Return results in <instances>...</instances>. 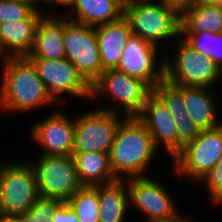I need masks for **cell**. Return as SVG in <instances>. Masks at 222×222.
Returning a JSON list of instances; mask_svg holds the SVG:
<instances>
[{
  "instance_id": "obj_1",
  "label": "cell",
  "mask_w": 222,
  "mask_h": 222,
  "mask_svg": "<svg viewBox=\"0 0 222 222\" xmlns=\"http://www.w3.org/2000/svg\"><path fill=\"white\" fill-rule=\"evenodd\" d=\"M0 111L32 113L44 106L59 107L49 95L33 63L27 57H11L1 67ZM54 105V106H53ZM19 112V113H18Z\"/></svg>"
},
{
  "instance_id": "obj_2",
  "label": "cell",
  "mask_w": 222,
  "mask_h": 222,
  "mask_svg": "<svg viewBox=\"0 0 222 222\" xmlns=\"http://www.w3.org/2000/svg\"><path fill=\"white\" fill-rule=\"evenodd\" d=\"M159 152L146 126L137 117H125L116 129L109 152L112 172L118 180L150 176L148 168Z\"/></svg>"
},
{
  "instance_id": "obj_3",
  "label": "cell",
  "mask_w": 222,
  "mask_h": 222,
  "mask_svg": "<svg viewBox=\"0 0 222 222\" xmlns=\"http://www.w3.org/2000/svg\"><path fill=\"white\" fill-rule=\"evenodd\" d=\"M151 94L152 89L142 80L117 69H109L104 70L91 85L90 99L97 101V99L107 97V100L110 99L108 101L111 106L106 104V106H95V108L123 114L125 117H136Z\"/></svg>"
},
{
  "instance_id": "obj_4",
  "label": "cell",
  "mask_w": 222,
  "mask_h": 222,
  "mask_svg": "<svg viewBox=\"0 0 222 222\" xmlns=\"http://www.w3.org/2000/svg\"><path fill=\"white\" fill-rule=\"evenodd\" d=\"M123 16L129 21L134 35L157 47L180 37L181 15L159 2L128 3L124 5Z\"/></svg>"
},
{
  "instance_id": "obj_5",
  "label": "cell",
  "mask_w": 222,
  "mask_h": 222,
  "mask_svg": "<svg viewBox=\"0 0 222 222\" xmlns=\"http://www.w3.org/2000/svg\"><path fill=\"white\" fill-rule=\"evenodd\" d=\"M172 44L175 45L174 55H164L166 81L194 87L215 88L221 85L222 70L211 59L191 48L180 37Z\"/></svg>"
},
{
  "instance_id": "obj_6",
  "label": "cell",
  "mask_w": 222,
  "mask_h": 222,
  "mask_svg": "<svg viewBox=\"0 0 222 222\" xmlns=\"http://www.w3.org/2000/svg\"><path fill=\"white\" fill-rule=\"evenodd\" d=\"M4 162L0 164V217L13 219L31 209L39 192L28 160Z\"/></svg>"
},
{
  "instance_id": "obj_7",
  "label": "cell",
  "mask_w": 222,
  "mask_h": 222,
  "mask_svg": "<svg viewBox=\"0 0 222 222\" xmlns=\"http://www.w3.org/2000/svg\"><path fill=\"white\" fill-rule=\"evenodd\" d=\"M222 155V123L200 130L198 136L186 143L172 159V169L179 179L197 183L217 163ZM174 167V168H173ZM194 181V182H193Z\"/></svg>"
},
{
  "instance_id": "obj_8",
  "label": "cell",
  "mask_w": 222,
  "mask_h": 222,
  "mask_svg": "<svg viewBox=\"0 0 222 222\" xmlns=\"http://www.w3.org/2000/svg\"><path fill=\"white\" fill-rule=\"evenodd\" d=\"M37 156L34 158L35 161L28 162L36 175L39 196L67 202L82 186L77 177L73 156L42 154Z\"/></svg>"
},
{
  "instance_id": "obj_9",
  "label": "cell",
  "mask_w": 222,
  "mask_h": 222,
  "mask_svg": "<svg viewBox=\"0 0 222 222\" xmlns=\"http://www.w3.org/2000/svg\"><path fill=\"white\" fill-rule=\"evenodd\" d=\"M72 154L100 152L109 154L116 129L125 116L97 108L77 112ZM81 113V114H80Z\"/></svg>"
},
{
  "instance_id": "obj_10",
  "label": "cell",
  "mask_w": 222,
  "mask_h": 222,
  "mask_svg": "<svg viewBox=\"0 0 222 222\" xmlns=\"http://www.w3.org/2000/svg\"><path fill=\"white\" fill-rule=\"evenodd\" d=\"M151 174L153 173L150 176L124 179L129 192L130 209L141 214L140 218L144 216L145 219L141 222L170 218L181 210L174 195H171L173 193L169 191L170 188Z\"/></svg>"
},
{
  "instance_id": "obj_11",
  "label": "cell",
  "mask_w": 222,
  "mask_h": 222,
  "mask_svg": "<svg viewBox=\"0 0 222 222\" xmlns=\"http://www.w3.org/2000/svg\"><path fill=\"white\" fill-rule=\"evenodd\" d=\"M64 47L65 58L92 85L104 71L95 27L73 22L64 16Z\"/></svg>"
},
{
  "instance_id": "obj_12",
  "label": "cell",
  "mask_w": 222,
  "mask_h": 222,
  "mask_svg": "<svg viewBox=\"0 0 222 222\" xmlns=\"http://www.w3.org/2000/svg\"><path fill=\"white\" fill-rule=\"evenodd\" d=\"M35 66L51 98L59 105L65 104L67 96L79 99L91 98V85L66 59L28 58ZM66 96V97H65ZM65 97V98H64ZM64 99V102H63Z\"/></svg>"
},
{
  "instance_id": "obj_13",
  "label": "cell",
  "mask_w": 222,
  "mask_h": 222,
  "mask_svg": "<svg viewBox=\"0 0 222 222\" xmlns=\"http://www.w3.org/2000/svg\"><path fill=\"white\" fill-rule=\"evenodd\" d=\"M52 110V113L31 124L27 134L33 144L41 148L38 154L72 155L75 117L67 115V111L59 107Z\"/></svg>"
},
{
  "instance_id": "obj_14",
  "label": "cell",
  "mask_w": 222,
  "mask_h": 222,
  "mask_svg": "<svg viewBox=\"0 0 222 222\" xmlns=\"http://www.w3.org/2000/svg\"><path fill=\"white\" fill-rule=\"evenodd\" d=\"M158 50L159 47L132 34L123 48L117 70L142 80L153 89L165 79V59L163 54L158 56Z\"/></svg>"
},
{
  "instance_id": "obj_15",
  "label": "cell",
  "mask_w": 222,
  "mask_h": 222,
  "mask_svg": "<svg viewBox=\"0 0 222 222\" xmlns=\"http://www.w3.org/2000/svg\"><path fill=\"white\" fill-rule=\"evenodd\" d=\"M136 117L146 126L154 146L158 150L163 147L170 161L183 149L184 144L177 138L173 116L153 93Z\"/></svg>"
},
{
  "instance_id": "obj_16",
  "label": "cell",
  "mask_w": 222,
  "mask_h": 222,
  "mask_svg": "<svg viewBox=\"0 0 222 222\" xmlns=\"http://www.w3.org/2000/svg\"><path fill=\"white\" fill-rule=\"evenodd\" d=\"M210 87H194L183 85V103L190 120L199 130L214 128L222 123L220 119L221 99L219 90ZM220 109V110H219Z\"/></svg>"
},
{
  "instance_id": "obj_17",
  "label": "cell",
  "mask_w": 222,
  "mask_h": 222,
  "mask_svg": "<svg viewBox=\"0 0 222 222\" xmlns=\"http://www.w3.org/2000/svg\"><path fill=\"white\" fill-rule=\"evenodd\" d=\"M58 12L45 14L40 19L35 31L34 44L27 58H65L64 15Z\"/></svg>"
},
{
  "instance_id": "obj_18",
  "label": "cell",
  "mask_w": 222,
  "mask_h": 222,
  "mask_svg": "<svg viewBox=\"0 0 222 222\" xmlns=\"http://www.w3.org/2000/svg\"><path fill=\"white\" fill-rule=\"evenodd\" d=\"M64 9L61 13L69 20L93 27L117 21L124 15L120 0H71Z\"/></svg>"
},
{
  "instance_id": "obj_19",
  "label": "cell",
  "mask_w": 222,
  "mask_h": 222,
  "mask_svg": "<svg viewBox=\"0 0 222 222\" xmlns=\"http://www.w3.org/2000/svg\"><path fill=\"white\" fill-rule=\"evenodd\" d=\"M95 31L102 69H117L123 48L133 34L129 21L122 16L117 21L96 26Z\"/></svg>"
},
{
  "instance_id": "obj_20",
  "label": "cell",
  "mask_w": 222,
  "mask_h": 222,
  "mask_svg": "<svg viewBox=\"0 0 222 222\" xmlns=\"http://www.w3.org/2000/svg\"><path fill=\"white\" fill-rule=\"evenodd\" d=\"M34 10L26 19L0 24V38L11 57H27L34 44L38 22L45 15Z\"/></svg>"
},
{
  "instance_id": "obj_21",
  "label": "cell",
  "mask_w": 222,
  "mask_h": 222,
  "mask_svg": "<svg viewBox=\"0 0 222 222\" xmlns=\"http://www.w3.org/2000/svg\"><path fill=\"white\" fill-rule=\"evenodd\" d=\"M100 222H127L131 214L125 180L99 186ZM130 213V214H129Z\"/></svg>"
},
{
  "instance_id": "obj_22",
  "label": "cell",
  "mask_w": 222,
  "mask_h": 222,
  "mask_svg": "<svg viewBox=\"0 0 222 222\" xmlns=\"http://www.w3.org/2000/svg\"><path fill=\"white\" fill-rule=\"evenodd\" d=\"M77 177L82 186H100L118 180L111 169L109 154L83 152L72 154Z\"/></svg>"
},
{
  "instance_id": "obj_23",
  "label": "cell",
  "mask_w": 222,
  "mask_h": 222,
  "mask_svg": "<svg viewBox=\"0 0 222 222\" xmlns=\"http://www.w3.org/2000/svg\"><path fill=\"white\" fill-rule=\"evenodd\" d=\"M180 31L222 32V6L195 3L181 15Z\"/></svg>"
},
{
  "instance_id": "obj_24",
  "label": "cell",
  "mask_w": 222,
  "mask_h": 222,
  "mask_svg": "<svg viewBox=\"0 0 222 222\" xmlns=\"http://www.w3.org/2000/svg\"><path fill=\"white\" fill-rule=\"evenodd\" d=\"M180 38L222 70V32L180 31Z\"/></svg>"
},
{
  "instance_id": "obj_25",
  "label": "cell",
  "mask_w": 222,
  "mask_h": 222,
  "mask_svg": "<svg viewBox=\"0 0 222 222\" xmlns=\"http://www.w3.org/2000/svg\"><path fill=\"white\" fill-rule=\"evenodd\" d=\"M66 203L79 222H100L99 186H81Z\"/></svg>"
},
{
  "instance_id": "obj_26",
  "label": "cell",
  "mask_w": 222,
  "mask_h": 222,
  "mask_svg": "<svg viewBox=\"0 0 222 222\" xmlns=\"http://www.w3.org/2000/svg\"><path fill=\"white\" fill-rule=\"evenodd\" d=\"M63 202L56 198L39 196L31 209L15 216L14 222H52L54 212Z\"/></svg>"
},
{
  "instance_id": "obj_27",
  "label": "cell",
  "mask_w": 222,
  "mask_h": 222,
  "mask_svg": "<svg viewBox=\"0 0 222 222\" xmlns=\"http://www.w3.org/2000/svg\"><path fill=\"white\" fill-rule=\"evenodd\" d=\"M152 93L169 110L170 114L184 113L183 85H174L165 79L152 89Z\"/></svg>"
},
{
  "instance_id": "obj_28",
  "label": "cell",
  "mask_w": 222,
  "mask_h": 222,
  "mask_svg": "<svg viewBox=\"0 0 222 222\" xmlns=\"http://www.w3.org/2000/svg\"><path fill=\"white\" fill-rule=\"evenodd\" d=\"M197 184H202V186L206 187L209 204L222 207V155L215 166Z\"/></svg>"
},
{
  "instance_id": "obj_29",
  "label": "cell",
  "mask_w": 222,
  "mask_h": 222,
  "mask_svg": "<svg viewBox=\"0 0 222 222\" xmlns=\"http://www.w3.org/2000/svg\"><path fill=\"white\" fill-rule=\"evenodd\" d=\"M34 9L18 0H0V24L26 19Z\"/></svg>"
},
{
  "instance_id": "obj_30",
  "label": "cell",
  "mask_w": 222,
  "mask_h": 222,
  "mask_svg": "<svg viewBox=\"0 0 222 222\" xmlns=\"http://www.w3.org/2000/svg\"><path fill=\"white\" fill-rule=\"evenodd\" d=\"M175 121V126L177 130V138L185 145L191 140H194L200 130L196 125L190 120L189 114L184 111V113L171 114Z\"/></svg>"
},
{
  "instance_id": "obj_31",
  "label": "cell",
  "mask_w": 222,
  "mask_h": 222,
  "mask_svg": "<svg viewBox=\"0 0 222 222\" xmlns=\"http://www.w3.org/2000/svg\"><path fill=\"white\" fill-rule=\"evenodd\" d=\"M52 222H79V219L74 210L63 202L54 212Z\"/></svg>"
},
{
  "instance_id": "obj_32",
  "label": "cell",
  "mask_w": 222,
  "mask_h": 222,
  "mask_svg": "<svg viewBox=\"0 0 222 222\" xmlns=\"http://www.w3.org/2000/svg\"><path fill=\"white\" fill-rule=\"evenodd\" d=\"M155 1L163 4L164 6L174 9L180 15H182L188 8L193 6L199 0H155Z\"/></svg>"
},
{
  "instance_id": "obj_33",
  "label": "cell",
  "mask_w": 222,
  "mask_h": 222,
  "mask_svg": "<svg viewBox=\"0 0 222 222\" xmlns=\"http://www.w3.org/2000/svg\"><path fill=\"white\" fill-rule=\"evenodd\" d=\"M151 222H201L200 220H196L195 217H191L190 214H184L182 211H179L177 214L170 218L166 219H158Z\"/></svg>"
},
{
  "instance_id": "obj_34",
  "label": "cell",
  "mask_w": 222,
  "mask_h": 222,
  "mask_svg": "<svg viewBox=\"0 0 222 222\" xmlns=\"http://www.w3.org/2000/svg\"><path fill=\"white\" fill-rule=\"evenodd\" d=\"M18 1L28 4L29 6H31V7H32L34 10H36V11H43V12H46V14H49V13H52V12H53V11L44 3L43 0H18ZM38 5H39L40 7H39ZM43 5L47 7L46 9H48V11L45 10V9H43V8H42V10H41V6L43 7ZM44 10H45V11H44Z\"/></svg>"
},
{
  "instance_id": "obj_35",
  "label": "cell",
  "mask_w": 222,
  "mask_h": 222,
  "mask_svg": "<svg viewBox=\"0 0 222 222\" xmlns=\"http://www.w3.org/2000/svg\"><path fill=\"white\" fill-rule=\"evenodd\" d=\"M43 1L53 12H57L58 5H60L59 7L63 9V7L65 8L71 0H43Z\"/></svg>"
},
{
  "instance_id": "obj_36",
  "label": "cell",
  "mask_w": 222,
  "mask_h": 222,
  "mask_svg": "<svg viewBox=\"0 0 222 222\" xmlns=\"http://www.w3.org/2000/svg\"><path fill=\"white\" fill-rule=\"evenodd\" d=\"M11 58V56L8 54V52L6 51L2 40L0 38V59L2 60L1 65H4L9 59Z\"/></svg>"
},
{
  "instance_id": "obj_37",
  "label": "cell",
  "mask_w": 222,
  "mask_h": 222,
  "mask_svg": "<svg viewBox=\"0 0 222 222\" xmlns=\"http://www.w3.org/2000/svg\"><path fill=\"white\" fill-rule=\"evenodd\" d=\"M198 2L208 5H219L222 6V0H199Z\"/></svg>"
},
{
  "instance_id": "obj_38",
  "label": "cell",
  "mask_w": 222,
  "mask_h": 222,
  "mask_svg": "<svg viewBox=\"0 0 222 222\" xmlns=\"http://www.w3.org/2000/svg\"><path fill=\"white\" fill-rule=\"evenodd\" d=\"M137 1H155V0H124V5L131 3V2H137Z\"/></svg>"
},
{
  "instance_id": "obj_39",
  "label": "cell",
  "mask_w": 222,
  "mask_h": 222,
  "mask_svg": "<svg viewBox=\"0 0 222 222\" xmlns=\"http://www.w3.org/2000/svg\"><path fill=\"white\" fill-rule=\"evenodd\" d=\"M0 222H14V220L10 219V218H2V217H0Z\"/></svg>"
}]
</instances>
